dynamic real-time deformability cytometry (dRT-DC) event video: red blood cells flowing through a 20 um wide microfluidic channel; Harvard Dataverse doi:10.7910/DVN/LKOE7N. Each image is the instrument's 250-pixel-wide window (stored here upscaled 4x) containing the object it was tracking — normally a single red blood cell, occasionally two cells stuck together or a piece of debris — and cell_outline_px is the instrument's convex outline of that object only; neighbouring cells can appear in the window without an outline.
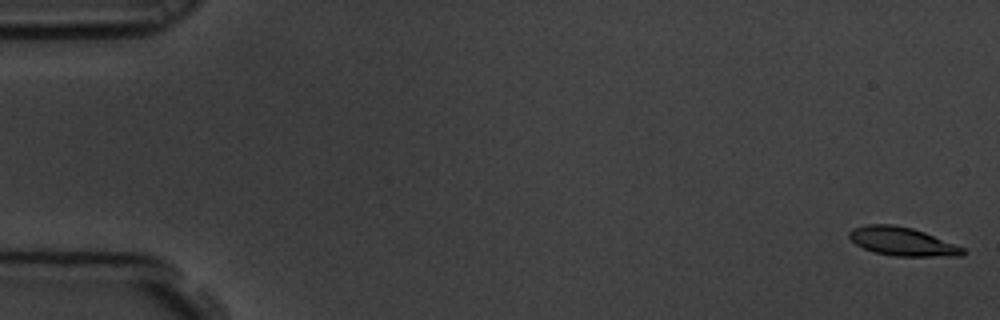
{"species": "common noctule bat (a hibernating species)", "species_latin": "Nyctalus noctula", "temperature_condition": "room temperature", "stored_images_in_passage": 6, "camera_frame_rate_fps": 3000, "um_per_image_px": 0.085, "animal": {"sex": "male", "body_mass_g": 19.5, "forearm_length_mm": 54.6}, "frame": {"image": 1, "passage_image": 1, "time_ms": 0.0, "image_size_px": [1000, 320], "cell_outline_px": [[964, 252], [960, 256], [896, 256], [876, 252], [864, 248], [856, 244], [848, 236], [848, 232], [852, 228], [868, 224], [892, 224], [912, 228], [924, 232], [964, 248]], "centroid_in_image_um": [76.66, 20.51], "position_along_channel_um": 8.3, "area_um2": 18.61}}